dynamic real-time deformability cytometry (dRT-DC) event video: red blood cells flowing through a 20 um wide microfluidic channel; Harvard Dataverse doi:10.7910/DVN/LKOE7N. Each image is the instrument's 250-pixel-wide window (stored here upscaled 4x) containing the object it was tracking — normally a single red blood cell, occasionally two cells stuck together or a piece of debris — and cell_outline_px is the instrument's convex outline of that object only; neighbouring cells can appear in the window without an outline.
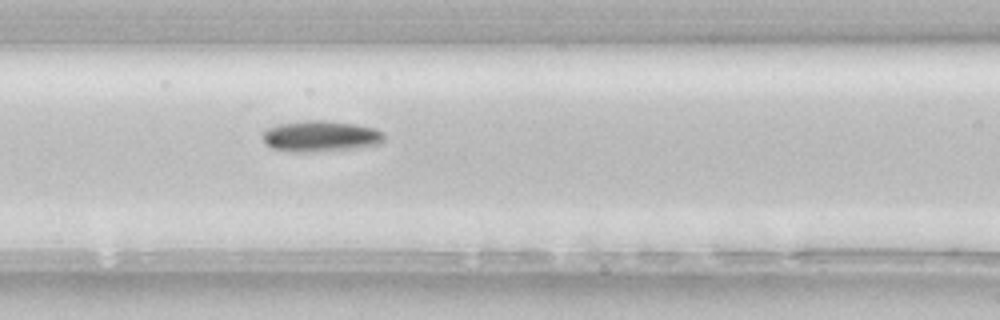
{"species": "common noctule bat (a hibernating species)", "species_latin": "Nyctalus noctula", "temperature_condition": "room temperature", "stored_images_in_passage": 36, "camera_frame_rate_fps": 3000, "um_per_image_px": 0.085, "animal": {"sex": "female", "body_mass_g": 22.7, "forearm_length_mm": 54.2}, "frame": {"image": 1, "passage_image": 11, "time_ms": 3.333, "image_size_px": [1000, 320], "cell_outline_px": [[384, 144], [360, 148], [304, 152], [292, 152], [272, 148], [264, 144], [260, 132], [268, 128], [280, 124], [304, 120], [328, 120], [356, 124], [376, 128], [384, 132]], "centroid_in_image_um": [27.27, 11.58], "position_along_channel_um": 139.3, "area_um2": 22.48}}
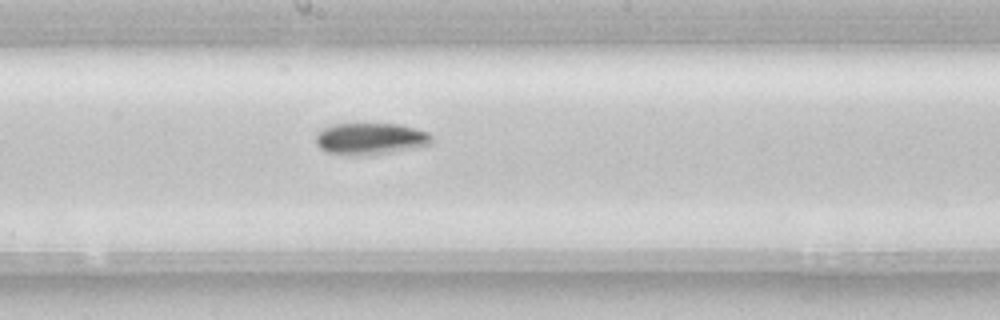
{"frame": {"image": 2, "passage_image": 17, "time_ms": 5.333, "image_size_px": [1000, 320], "cell_outline_px": [[432, 144], [416, 148], [392, 152], [352, 156], [348, 156], [328, 152], [320, 148], [316, 144], [316, 132], [332, 124], [400, 124], [428, 132], [432, 136]], "centroid_in_image_um": [31.49, 11.8], "position_along_channel_um": 216.7, "area_um2": 21.56}}
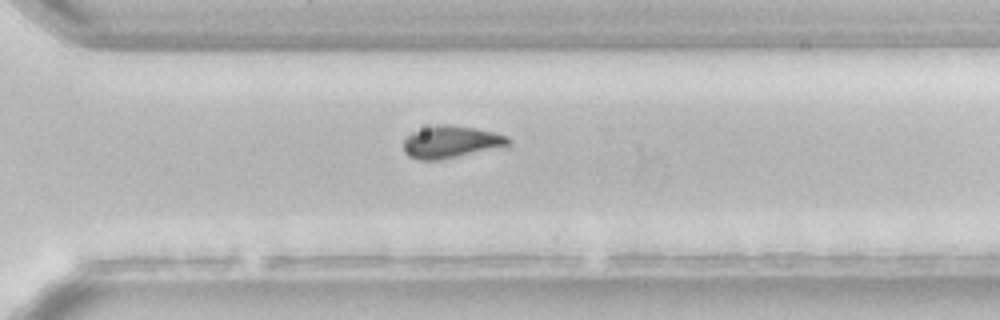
{"frame": {"image": 3, "passage_image": 26, "time_ms": 8.333, "image_size_px": [1000, 320], "cell_outline_px": [[512, 144], [440, 160], [420, 160], [408, 156], [404, 152], [404, 140], [412, 132], [436, 124], [448, 124], [472, 128], [492, 132], [508, 136], [512, 140]], "centroid_in_image_um": [38.31, 12.06], "position_along_channel_um": 332.3, "area_um2": 19.42}}